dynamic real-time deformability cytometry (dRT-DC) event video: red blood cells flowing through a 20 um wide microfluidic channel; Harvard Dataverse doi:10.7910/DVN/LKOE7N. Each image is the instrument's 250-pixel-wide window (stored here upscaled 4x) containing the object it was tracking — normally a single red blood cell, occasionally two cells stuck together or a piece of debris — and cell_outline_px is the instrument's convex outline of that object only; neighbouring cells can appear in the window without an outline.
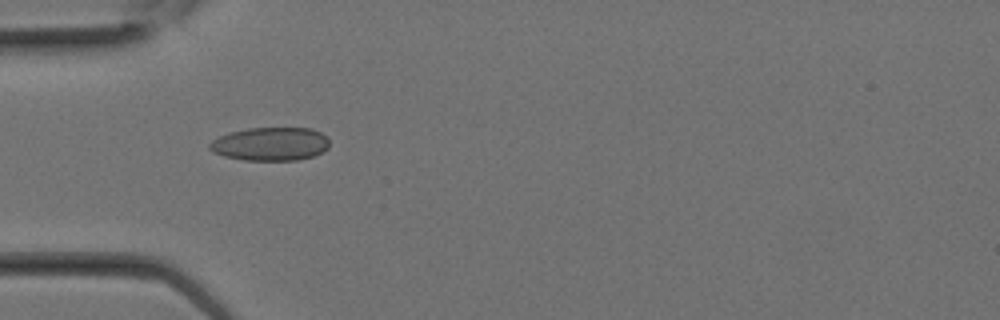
{"species": "Egyptian fruit bat (a non-hibernating species)", "species_latin": "Rousettus aegyptiacus", "temperature_condition": "room temperature", "stored_images_in_passage": 6, "camera_frame_rate_fps": 3000, "um_per_image_px": 0.085, "animal": {"sex": "female"}, "frame": {"image": 1, "passage_image": 1, "time_ms": 0.0, "image_size_px": [1000, 320], "cell_outline_px": [[328, 148], [312, 156], [296, 160], [244, 160], [224, 156], [212, 152], [208, 148], [208, 144], [212, 140], [220, 136], [232, 132], [248, 128], [312, 128], [328, 136]], "centroid_in_image_um": [22.97, 12.23], "position_along_channel_um": 62.0, "area_um2": 23.29}}
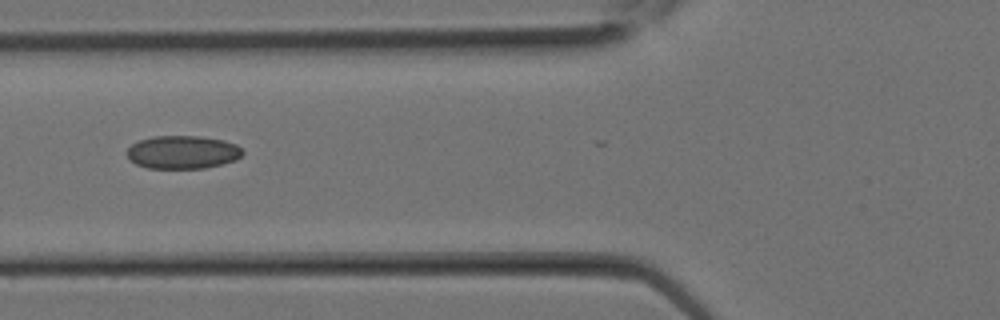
{"frame": {"image": 2, "passage_image": 3, "time_ms": 0.667, "image_size_px": [1000, 320], "cell_outline_px": [[244, 152], [236, 160], [204, 168], [148, 168], [136, 164], [128, 160], [128, 148], [132, 144], [140, 140], [152, 136], [200, 136], [224, 140], [236, 144]], "centroid_in_image_um": [15.51, 12.93], "position_along_channel_um": 110.3, "area_um2": 22.31}}
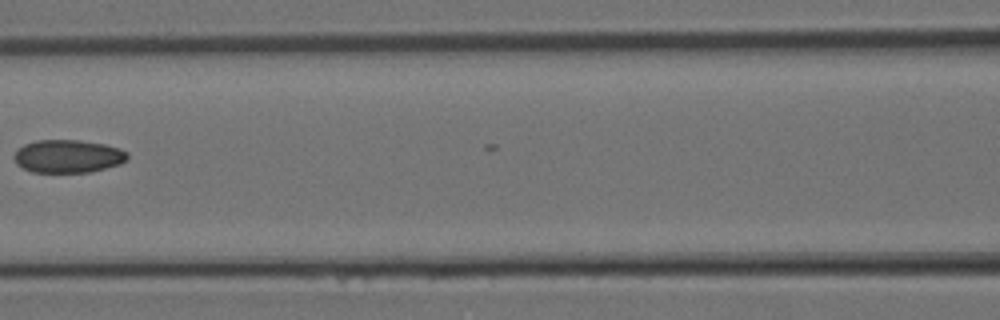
{"frame": {"image": 3, "passage_image": 5, "time_ms": 1.333, "image_size_px": [1000, 320], "cell_outline_px": [[128, 160], [120, 164], [88, 172], [32, 172], [16, 164], [12, 156], [16, 148], [24, 144], [36, 140], [80, 140], [104, 144], [120, 148], [128, 152]], "centroid_in_image_um": [5.75, 13.27], "position_along_channel_um": 160.8, "area_um2": 22.02}}